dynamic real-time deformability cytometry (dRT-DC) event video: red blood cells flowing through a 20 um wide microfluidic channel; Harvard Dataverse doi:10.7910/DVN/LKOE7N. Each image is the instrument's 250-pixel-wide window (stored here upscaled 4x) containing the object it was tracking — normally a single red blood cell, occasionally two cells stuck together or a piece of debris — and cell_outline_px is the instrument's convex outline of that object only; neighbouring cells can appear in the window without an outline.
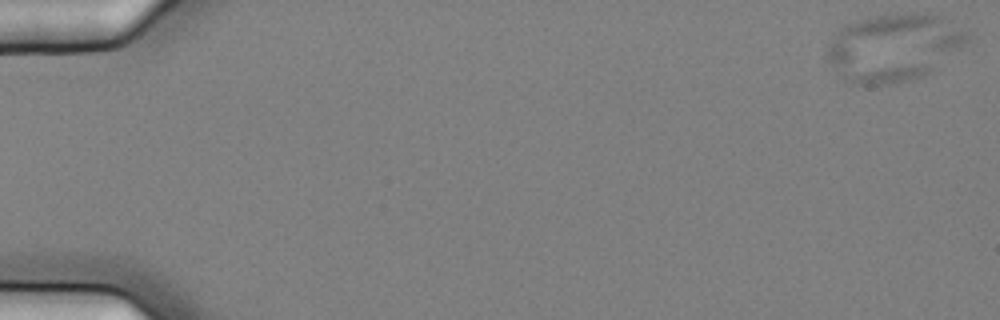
{"species": "common noctule bat (a hibernating species)", "species_latin": "Nyctalus noctula", "temperature_condition": "cold", "stored_images_in_passage": 5, "camera_frame_rate_fps": 3000, "um_per_image_px": 0.085, "animal": {"sex": "female", "body_mass_g": 25.1}, "frame": {"image": 1, "passage_image": 1, "time_ms": 0.0, "image_size_px": [1000, 320], "cell_outline_px": [[968, 40], [964, 44], [932, 72], [908, 80], [884, 84], [856, 84], [844, 80], [840, 76], [824, 56], [828, 44], [840, 28], [844, 24], [868, 16], [896, 12], [920, 12], [944, 16], [964, 32], [968, 36]], "centroid_in_image_um": [75.91, 4.0], "position_along_channel_um": 9.1, "area_um2": 55.43}}
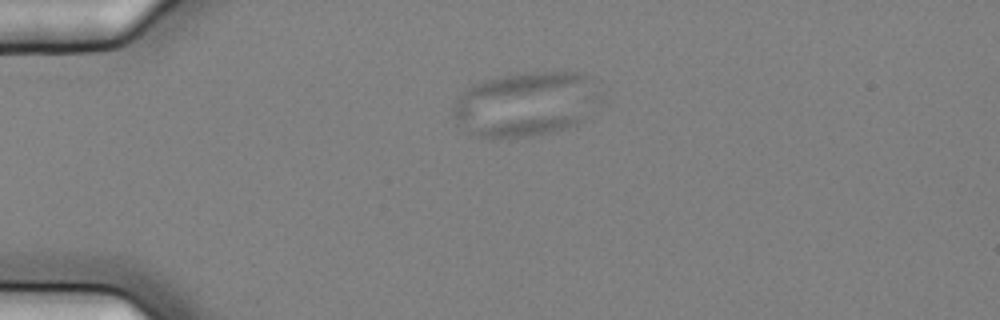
{"frame": {"image": 2, "passage_image": 4, "time_ms": 1.0, "image_size_px": [1000, 320], "cell_outline_px": [[600, 100], [576, 128], [556, 132], [508, 140], [492, 140], [472, 136], [468, 132], [456, 116], [452, 108], [456, 100], [472, 84], [496, 76], [524, 72], [576, 72], [588, 76], [592, 80], [600, 96]], "centroid_in_image_um": [44.71, 8.89], "position_along_channel_um": 40.3, "area_um2": 56.41}}